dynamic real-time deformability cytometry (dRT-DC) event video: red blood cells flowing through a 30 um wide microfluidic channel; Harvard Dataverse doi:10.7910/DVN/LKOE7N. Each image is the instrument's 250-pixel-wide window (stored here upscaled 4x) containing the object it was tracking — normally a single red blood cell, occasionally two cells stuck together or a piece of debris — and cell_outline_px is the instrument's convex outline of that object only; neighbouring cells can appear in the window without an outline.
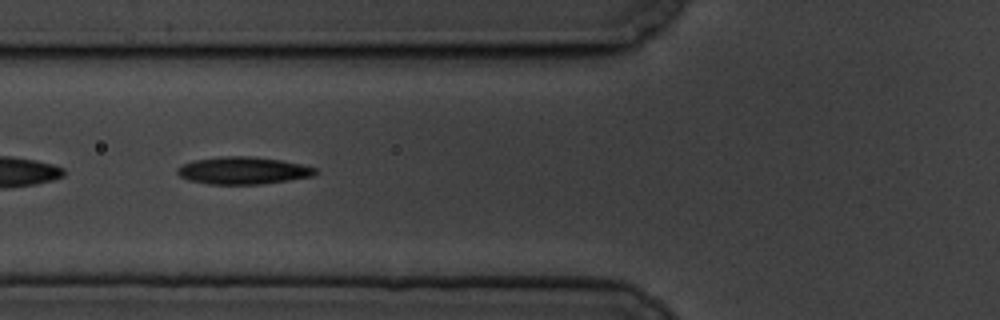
{"species": "common noctule bat (a hibernating species)", "species_latin": "Nyctalus noctula", "temperature_condition": "cold", "stored_images_in_passage": 8, "camera_frame_rate_fps": 3000, "um_per_image_px": 0.085, "animal": {"sex": "male", "body_mass_g": 19.5, "forearm_length_mm": 54.6}, "frame": {"image": 1, "passage_image": 7, "time_ms": 7.0, "image_size_px": [1000, 320], "cell_outline_px": [[320, 172], [312, 176], [288, 180], [260, 184], [208, 184], [188, 180], [180, 176], [176, 172], [176, 168], [192, 160], [224, 156], [252, 156], [280, 160], [300, 164], [316, 168]], "centroid_in_image_um": [20.64, 14.49], "position_along_channel_um": 105.2, "area_um2": 21.96}}